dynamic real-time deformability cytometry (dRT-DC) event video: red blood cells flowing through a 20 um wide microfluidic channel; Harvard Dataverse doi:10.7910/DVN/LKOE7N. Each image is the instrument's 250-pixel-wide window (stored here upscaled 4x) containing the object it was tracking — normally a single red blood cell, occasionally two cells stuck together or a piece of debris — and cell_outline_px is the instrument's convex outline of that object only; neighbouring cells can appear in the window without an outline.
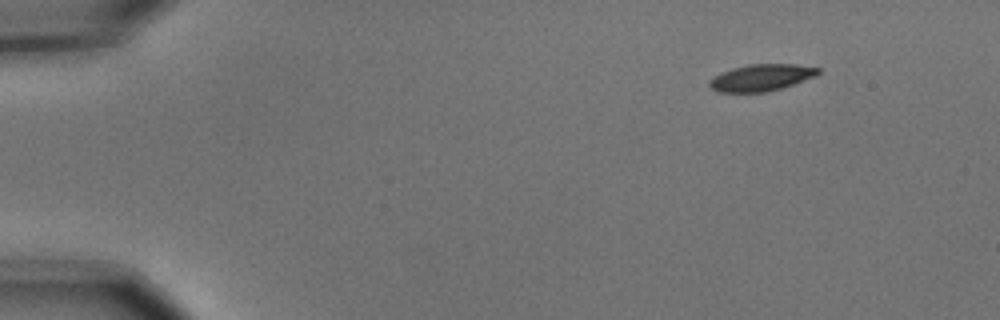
{"species": "common noctule bat (a hibernating species)", "species_latin": "Nyctalus noctula", "temperature_condition": "cold", "stored_images_in_passage": 4, "camera_frame_rate_fps": 3000, "um_per_image_px": 0.085, "animal": {"sex": "male", "body_mass_g": 15.6}, "frame": {"image": 1, "passage_image": 1, "time_ms": 0.0, "image_size_px": [1000, 320], "cell_outline_px": [[820, 72], [816, 76], [780, 88], [764, 92], [720, 92], [712, 88], [708, 84], [708, 80], [732, 68], [748, 64], [796, 64], [820, 68]], "centroid_in_image_um": [64.72, 6.59], "position_along_channel_um": 20.3, "area_um2": 16.7}}
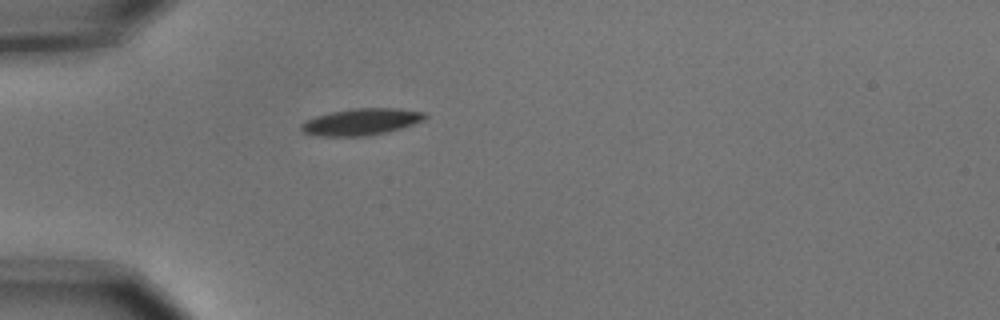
{"frame": {"image": 2, "passage_image": 4, "time_ms": 1.0, "image_size_px": [1000, 320], "cell_outline_px": [[428, 116], [424, 120], [400, 128], [384, 132], [364, 136], [320, 136], [304, 132], [300, 128], [300, 124], [316, 116], [332, 112], [352, 108], [396, 108], [424, 112]], "centroid_in_image_um": [30.71, 10.34], "position_along_channel_um": 54.3, "area_um2": 18.96}}